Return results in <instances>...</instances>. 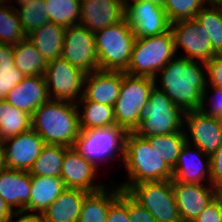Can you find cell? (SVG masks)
Wrapping results in <instances>:
<instances>
[{"label": "cell", "instance_id": "obj_1", "mask_svg": "<svg viewBox=\"0 0 222 222\" xmlns=\"http://www.w3.org/2000/svg\"><path fill=\"white\" fill-rule=\"evenodd\" d=\"M206 66L204 62L175 56L159 72L160 86L171 101L184 112L199 111L206 90Z\"/></svg>", "mask_w": 222, "mask_h": 222}, {"label": "cell", "instance_id": "obj_2", "mask_svg": "<svg viewBox=\"0 0 222 222\" xmlns=\"http://www.w3.org/2000/svg\"><path fill=\"white\" fill-rule=\"evenodd\" d=\"M78 106L74 102L49 99L34 111L32 129L45 144L73 147L81 132Z\"/></svg>", "mask_w": 222, "mask_h": 222}, {"label": "cell", "instance_id": "obj_3", "mask_svg": "<svg viewBox=\"0 0 222 222\" xmlns=\"http://www.w3.org/2000/svg\"><path fill=\"white\" fill-rule=\"evenodd\" d=\"M123 162L129 177L128 182L118 185L123 191L137 183L172 180L173 170L145 138L134 132H127Z\"/></svg>", "mask_w": 222, "mask_h": 222}, {"label": "cell", "instance_id": "obj_4", "mask_svg": "<svg viewBox=\"0 0 222 222\" xmlns=\"http://www.w3.org/2000/svg\"><path fill=\"white\" fill-rule=\"evenodd\" d=\"M184 114L163 90L154 86L149 101L141 111L140 122L134 133L141 138H150L184 131Z\"/></svg>", "mask_w": 222, "mask_h": 222}, {"label": "cell", "instance_id": "obj_5", "mask_svg": "<svg viewBox=\"0 0 222 222\" xmlns=\"http://www.w3.org/2000/svg\"><path fill=\"white\" fill-rule=\"evenodd\" d=\"M176 55L171 29L163 34L136 38L125 73L158 80L157 73Z\"/></svg>", "mask_w": 222, "mask_h": 222}, {"label": "cell", "instance_id": "obj_6", "mask_svg": "<svg viewBox=\"0 0 222 222\" xmlns=\"http://www.w3.org/2000/svg\"><path fill=\"white\" fill-rule=\"evenodd\" d=\"M94 34L99 69L125 72L136 39L131 26L124 19Z\"/></svg>", "mask_w": 222, "mask_h": 222}, {"label": "cell", "instance_id": "obj_7", "mask_svg": "<svg viewBox=\"0 0 222 222\" xmlns=\"http://www.w3.org/2000/svg\"><path fill=\"white\" fill-rule=\"evenodd\" d=\"M154 86L153 78L133 76L122 71L119 97L114 104L116 126L126 132H134L139 125L141 111L149 101Z\"/></svg>", "mask_w": 222, "mask_h": 222}, {"label": "cell", "instance_id": "obj_8", "mask_svg": "<svg viewBox=\"0 0 222 222\" xmlns=\"http://www.w3.org/2000/svg\"><path fill=\"white\" fill-rule=\"evenodd\" d=\"M126 135L118 126L82 130L73 147L98 168L99 161L115 160L117 152L124 158Z\"/></svg>", "mask_w": 222, "mask_h": 222}, {"label": "cell", "instance_id": "obj_9", "mask_svg": "<svg viewBox=\"0 0 222 222\" xmlns=\"http://www.w3.org/2000/svg\"><path fill=\"white\" fill-rule=\"evenodd\" d=\"M126 192L145 207L157 222H182L172 180L137 183Z\"/></svg>", "mask_w": 222, "mask_h": 222}, {"label": "cell", "instance_id": "obj_10", "mask_svg": "<svg viewBox=\"0 0 222 222\" xmlns=\"http://www.w3.org/2000/svg\"><path fill=\"white\" fill-rule=\"evenodd\" d=\"M85 75L61 57L47 62L44 78L49 98L77 103L83 96Z\"/></svg>", "mask_w": 222, "mask_h": 222}, {"label": "cell", "instance_id": "obj_11", "mask_svg": "<svg viewBox=\"0 0 222 222\" xmlns=\"http://www.w3.org/2000/svg\"><path fill=\"white\" fill-rule=\"evenodd\" d=\"M61 58L86 74L99 70L95 34L80 24L66 27Z\"/></svg>", "mask_w": 222, "mask_h": 222}, {"label": "cell", "instance_id": "obj_12", "mask_svg": "<svg viewBox=\"0 0 222 222\" xmlns=\"http://www.w3.org/2000/svg\"><path fill=\"white\" fill-rule=\"evenodd\" d=\"M125 20L135 38L160 35L171 29L163 6L146 1L125 0Z\"/></svg>", "mask_w": 222, "mask_h": 222}, {"label": "cell", "instance_id": "obj_13", "mask_svg": "<svg viewBox=\"0 0 222 222\" xmlns=\"http://www.w3.org/2000/svg\"><path fill=\"white\" fill-rule=\"evenodd\" d=\"M186 143L211 156L222 146V124L218 117L207 116L199 111L184 114ZM193 142V143H191Z\"/></svg>", "mask_w": 222, "mask_h": 222}, {"label": "cell", "instance_id": "obj_14", "mask_svg": "<svg viewBox=\"0 0 222 222\" xmlns=\"http://www.w3.org/2000/svg\"><path fill=\"white\" fill-rule=\"evenodd\" d=\"M171 31L176 54L179 48L186 52L181 57L205 63L214 56L210 37L202 29H198L195 19L171 23Z\"/></svg>", "mask_w": 222, "mask_h": 222}, {"label": "cell", "instance_id": "obj_15", "mask_svg": "<svg viewBox=\"0 0 222 222\" xmlns=\"http://www.w3.org/2000/svg\"><path fill=\"white\" fill-rule=\"evenodd\" d=\"M97 167L87 161L74 147H69L64 155L61 179L65 188L79 189L85 192H95L105 187V184L94 182Z\"/></svg>", "mask_w": 222, "mask_h": 222}, {"label": "cell", "instance_id": "obj_16", "mask_svg": "<svg viewBox=\"0 0 222 222\" xmlns=\"http://www.w3.org/2000/svg\"><path fill=\"white\" fill-rule=\"evenodd\" d=\"M172 187L182 222H192L219 195L210 184L172 182Z\"/></svg>", "mask_w": 222, "mask_h": 222}, {"label": "cell", "instance_id": "obj_17", "mask_svg": "<svg viewBox=\"0 0 222 222\" xmlns=\"http://www.w3.org/2000/svg\"><path fill=\"white\" fill-rule=\"evenodd\" d=\"M44 146L45 142L32 128L4 140L8 168L29 172Z\"/></svg>", "mask_w": 222, "mask_h": 222}, {"label": "cell", "instance_id": "obj_18", "mask_svg": "<svg viewBox=\"0 0 222 222\" xmlns=\"http://www.w3.org/2000/svg\"><path fill=\"white\" fill-rule=\"evenodd\" d=\"M80 25L97 32L125 19V0H82Z\"/></svg>", "mask_w": 222, "mask_h": 222}, {"label": "cell", "instance_id": "obj_19", "mask_svg": "<svg viewBox=\"0 0 222 222\" xmlns=\"http://www.w3.org/2000/svg\"><path fill=\"white\" fill-rule=\"evenodd\" d=\"M191 147L186 143L181 149L177 163L173 168L172 182L210 184V156L197 147L194 150V147ZM204 181L207 182L204 183Z\"/></svg>", "mask_w": 222, "mask_h": 222}, {"label": "cell", "instance_id": "obj_20", "mask_svg": "<svg viewBox=\"0 0 222 222\" xmlns=\"http://www.w3.org/2000/svg\"><path fill=\"white\" fill-rule=\"evenodd\" d=\"M122 84V71L95 70L85 75L79 101H94L114 106Z\"/></svg>", "mask_w": 222, "mask_h": 222}, {"label": "cell", "instance_id": "obj_21", "mask_svg": "<svg viewBox=\"0 0 222 222\" xmlns=\"http://www.w3.org/2000/svg\"><path fill=\"white\" fill-rule=\"evenodd\" d=\"M49 99L44 76H26L8 92L5 101L33 115L34 111Z\"/></svg>", "mask_w": 222, "mask_h": 222}, {"label": "cell", "instance_id": "obj_22", "mask_svg": "<svg viewBox=\"0 0 222 222\" xmlns=\"http://www.w3.org/2000/svg\"><path fill=\"white\" fill-rule=\"evenodd\" d=\"M31 183L29 172L7 168L0 172V196L15 212L24 211L29 203Z\"/></svg>", "mask_w": 222, "mask_h": 222}, {"label": "cell", "instance_id": "obj_23", "mask_svg": "<svg viewBox=\"0 0 222 222\" xmlns=\"http://www.w3.org/2000/svg\"><path fill=\"white\" fill-rule=\"evenodd\" d=\"M31 193L27 213H43L66 189L61 178L51 176H31Z\"/></svg>", "mask_w": 222, "mask_h": 222}, {"label": "cell", "instance_id": "obj_24", "mask_svg": "<svg viewBox=\"0 0 222 222\" xmlns=\"http://www.w3.org/2000/svg\"><path fill=\"white\" fill-rule=\"evenodd\" d=\"M88 192L66 188L42 213L45 222H77Z\"/></svg>", "mask_w": 222, "mask_h": 222}, {"label": "cell", "instance_id": "obj_25", "mask_svg": "<svg viewBox=\"0 0 222 222\" xmlns=\"http://www.w3.org/2000/svg\"><path fill=\"white\" fill-rule=\"evenodd\" d=\"M121 191L117 185L112 188L106 185L101 190L88 193L83 200L77 222H106L109 207Z\"/></svg>", "mask_w": 222, "mask_h": 222}, {"label": "cell", "instance_id": "obj_26", "mask_svg": "<svg viewBox=\"0 0 222 222\" xmlns=\"http://www.w3.org/2000/svg\"><path fill=\"white\" fill-rule=\"evenodd\" d=\"M65 27L48 21L26 37L40 51L46 62L61 57Z\"/></svg>", "mask_w": 222, "mask_h": 222}, {"label": "cell", "instance_id": "obj_27", "mask_svg": "<svg viewBox=\"0 0 222 222\" xmlns=\"http://www.w3.org/2000/svg\"><path fill=\"white\" fill-rule=\"evenodd\" d=\"M13 57L15 66L25 76H44L47 62L27 37L14 45Z\"/></svg>", "mask_w": 222, "mask_h": 222}, {"label": "cell", "instance_id": "obj_28", "mask_svg": "<svg viewBox=\"0 0 222 222\" xmlns=\"http://www.w3.org/2000/svg\"><path fill=\"white\" fill-rule=\"evenodd\" d=\"M76 104L83 108L81 112L78 107L81 131L116 126L114 106L94 101H78Z\"/></svg>", "mask_w": 222, "mask_h": 222}, {"label": "cell", "instance_id": "obj_29", "mask_svg": "<svg viewBox=\"0 0 222 222\" xmlns=\"http://www.w3.org/2000/svg\"><path fill=\"white\" fill-rule=\"evenodd\" d=\"M32 128V115L0 100V139L15 137Z\"/></svg>", "mask_w": 222, "mask_h": 222}, {"label": "cell", "instance_id": "obj_30", "mask_svg": "<svg viewBox=\"0 0 222 222\" xmlns=\"http://www.w3.org/2000/svg\"><path fill=\"white\" fill-rule=\"evenodd\" d=\"M68 148L64 145L45 144L42 152L29 170V174L31 176L60 178L63 158Z\"/></svg>", "mask_w": 222, "mask_h": 222}, {"label": "cell", "instance_id": "obj_31", "mask_svg": "<svg viewBox=\"0 0 222 222\" xmlns=\"http://www.w3.org/2000/svg\"><path fill=\"white\" fill-rule=\"evenodd\" d=\"M194 19L198 22V29H202L207 37H210L213 55H221L222 9L206 5L198 12Z\"/></svg>", "mask_w": 222, "mask_h": 222}, {"label": "cell", "instance_id": "obj_32", "mask_svg": "<svg viewBox=\"0 0 222 222\" xmlns=\"http://www.w3.org/2000/svg\"><path fill=\"white\" fill-rule=\"evenodd\" d=\"M145 139L150 143L151 148L155 149L160 158L173 170L181 149L186 144L184 131Z\"/></svg>", "mask_w": 222, "mask_h": 222}, {"label": "cell", "instance_id": "obj_33", "mask_svg": "<svg viewBox=\"0 0 222 222\" xmlns=\"http://www.w3.org/2000/svg\"><path fill=\"white\" fill-rule=\"evenodd\" d=\"M8 0H0V43L16 45L26 38L15 6H7Z\"/></svg>", "mask_w": 222, "mask_h": 222}, {"label": "cell", "instance_id": "obj_34", "mask_svg": "<svg viewBox=\"0 0 222 222\" xmlns=\"http://www.w3.org/2000/svg\"><path fill=\"white\" fill-rule=\"evenodd\" d=\"M48 20L66 27L80 22V2L78 0H45Z\"/></svg>", "mask_w": 222, "mask_h": 222}, {"label": "cell", "instance_id": "obj_35", "mask_svg": "<svg viewBox=\"0 0 222 222\" xmlns=\"http://www.w3.org/2000/svg\"><path fill=\"white\" fill-rule=\"evenodd\" d=\"M45 5V0H32L15 7L26 36L49 21Z\"/></svg>", "mask_w": 222, "mask_h": 222}, {"label": "cell", "instance_id": "obj_36", "mask_svg": "<svg viewBox=\"0 0 222 222\" xmlns=\"http://www.w3.org/2000/svg\"><path fill=\"white\" fill-rule=\"evenodd\" d=\"M207 0H165L163 8L171 23L194 19Z\"/></svg>", "mask_w": 222, "mask_h": 222}, {"label": "cell", "instance_id": "obj_37", "mask_svg": "<svg viewBox=\"0 0 222 222\" xmlns=\"http://www.w3.org/2000/svg\"><path fill=\"white\" fill-rule=\"evenodd\" d=\"M106 222H130L129 194L121 191L119 197L110 205Z\"/></svg>", "mask_w": 222, "mask_h": 222}, {"label": "cell", "instance_id": "obj_38", "mask_svg": "<svg viewBox=\"0 0 222 222\" xmlns=\"http://www.w3.org/2000/svg\"><path fill=\"white\" fill-rule=\"evenodd\" d=\"M205 66L206 90L204 93H208L209 87L222 89V54L214 55L209 61L205 62Z\"/></svg>", "mask_w": 222, "mask_h": 222}, {"label": "cell", "instance_id": "obj_39", "mask_svg": "<svg viewBox=\"0 0 222 222\" xmlns=\"http://www.w3.org/2000/svg\"><path fill=\"white\" fill-rule=\"evenodd\" d=\"M192 222H222V196L219 194Z\"/></svg>", "mask_w": 222, "mask_h": 222}, {"label": "cell", "instance_id": "obj_40", "mask_svg": "<svg viewBox=\"0 0 222 222\" xmlns=\"http://www.w3.org/2000/svg\"><path fill=\"white\" fill-rule=\"evenodd\" d=\"M210 89H213V94L209 99V103H211L208 108L209 110L206 109V102L209 94L204 93L200 111L207 116L219 117L222 114V89L218 87H212Z\"/></svg>", "mask_w": 222, "mask_h": 222}, {"label": "cell", "instance_id": "obj_41", "mask_svg": "<svg viewBox=\"0 0 222 222\" xmlns=\"http://www.w3.org/2000/svg\"><path fill=\"white\" fill-rule=\"evenodd\" d=\"M210 185L220 194L222 192V146L210 156Z\"/></svg>", "mask_w": 222, "mask_h": 222}, {"label": "cell", "instance_id": "obj_42", "mask_svg": "<svg viewBox=\"0 0 222 222\" xmlns=\"http://www.w3.org/2000/svg\"><path fill=\"white\" fill-rule=\"evenodd\" d=\"M0 77L2 82V92L6 95L17 84H19L26 76L21 73L17 67L0 69Z\"/></svg>", "mask_w": 222, "mask_h": 222}, {"label": "cell", "instance_id": "obj_43", "mask_svg": "<svg viewBox=\"0 0 222 222\" xmlns=\"http://www.w3.org/2000/svg\"><path fill=\"white\" fill-rule=\"evenodd\" d=\"M130 222H157L149 211L129 195Z\"/></svg>", "mask_w": 222, "mask_h": 222}, {"label": "cell", "instance_id": "obj_44", "mask_svg": "<svg viewBox=\"0 0 222 222\" xmlns=\"http://www.w3.org/2000/svg\"><path fill=\"white\" fill-rule=\"evenodd\" d=\"M14 45L0 43V69L14 68Z\"/></svg>", "mask_w": 222, "mask_h": 222}, {"label": "cell", "instance_id": "obj_45", "mask_svg": "<svg viewBox=\"0 0 222 222\" xmlns=\"http://www.w3.org/2000/svg\"><path fill=\"white\" fill-rule=\"evenodd\" d=\"M18 219L12 220L14 217ZM9 222H45L42 213H27L25 211H17L11 217Z\"/></svg>", "mask_w": 222, "mask_h": 222}, {"label": "cell", "instance_id": "obj_46", "mask_svg": "<svg viewBox=\"0 0 222 222\" xmlns=\"http://www.w3.org/2000/svg\"><path fill=\"white\" fill-rule=\"evenodd\" d=\"M14 212L0 196V222H9Z\"/></svg>", "mask_w": 222, "mask_h": 222}, {"label": "cell", "instance_id": "obj_47", "mask_svg": "<svg viewBox=\"0 0 222 222\" xmlns=\"http://www.w3.org/2000/svg\"><path fill=\"white\" fill-rule=\"evenodd\" d=\"M8 168L4 149V141L0 139V172Z\"/></svg>", "mask_w": 222, "mask_h": 222}, {"label": "cell", "instance_id": "obj_48", "mask_svg": "<svg viewBox=\"0 0 222 222\" xmlns=\"http://www.w3.org/2000/svg\"><path fill=\"white\" fill-rule=\"evenodd\" d=\"M207 5L222 9V0H207Z\"/></svg>", "mask_w": 222, "mask_h": 222}, {"label": "cell", "instance_id": "obj_49", "mask_svg": "<svg viewBox=\"0 0 222 222\" xmlns=\"http://www.w3.org/2000/svg\"><path fill=\"white\" fill-rule=\"evenodd\" d=\"M139 1L151 2L159 6H163L165 3V0H139Z\"/></svg>", "mask_w": 222, "mask_h": 222}, {"label": "cell", "instance_id": "obj_50", "mask_svg": "<svg viewBox=\"0 0 222 222\" xmlns=\"http://www.w3.org/2000/svg\"><path fill=\"white\" fill-rule=\"evenodd\" d=\"M7 95L2 92V82H1V77H0V100H5Z\"/></svg>", "mask_w": 222, "mask_h": 222}, {"label": "cell", "instance_id": "obj_51", "mask_svg": "<svg viewBox=\"0 0 222 222\" xmlns=\"http://www.w3.org/2000/svg\"><path fill=\"white\" fill-rule=\"evenodd\" d=\"M14 1H16L17 4H21V3H23V2H30V1H32V0H14Z\"/></svg>", "mask_w": 222, "mask_h": 222}, {"label": "cell", "instance_id": "obj_52", "mask_svg": "<svg viewBox=\"0 0 222 222\" xmlns=\"http://www.w3.org/2000/svg\"><path fill=\"white\" fill-rule=\"evenodd\" d=\"M220 123L222 124V114L218 117Z\"/></svg>", "mask_w": 222, "mask_h": 222}]
</instances>
